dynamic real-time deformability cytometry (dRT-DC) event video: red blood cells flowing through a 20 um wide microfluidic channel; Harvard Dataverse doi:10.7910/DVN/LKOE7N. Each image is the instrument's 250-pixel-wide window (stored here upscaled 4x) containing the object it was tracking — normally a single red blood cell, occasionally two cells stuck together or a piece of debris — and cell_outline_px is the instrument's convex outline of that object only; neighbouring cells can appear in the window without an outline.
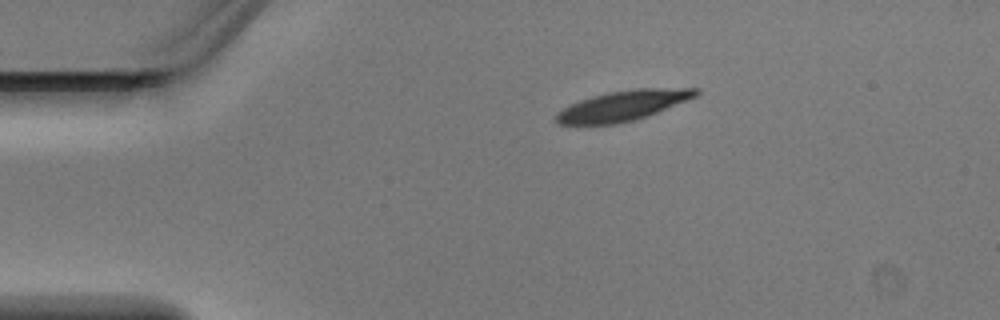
{"species": "Egyptian fruit bat (a non-hibernating species)", "species_latin": "Rousettus aegyptiacus", "temperature_condition": "warm", "stored_images_in_passage": 2, "camera_frame_rate_fps": 3000, "um_per_image_px": 0.085, "animal": {"sex": "male"}, "frame": {"image": 1, "passage_image": 1, "time_ms": 0.0, "image_size_px": [1000, 320], "cell_outline_px": [[700, 92], [696, 96], [648, 116], [636, 120], [616, 124], [556, 124], [552, 120], [556, 112], [580, 100], [592, 96], [608, 92], [636, 88], [700, 88]], "centroid_in_image_um": [52.93, 8.98], "position_along_channel_um": 32.1, "area_um2": 24.62}}